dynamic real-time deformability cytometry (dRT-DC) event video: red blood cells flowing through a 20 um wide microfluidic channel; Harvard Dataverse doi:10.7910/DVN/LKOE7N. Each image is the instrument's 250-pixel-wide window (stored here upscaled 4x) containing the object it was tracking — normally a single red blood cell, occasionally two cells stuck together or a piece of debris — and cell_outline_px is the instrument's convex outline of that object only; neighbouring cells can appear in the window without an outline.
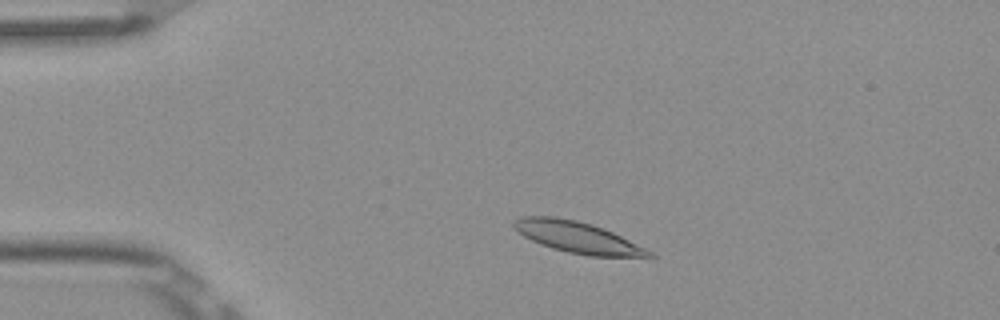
{"species": "Egyptian fruit bat (a non-hibernating species)", "species_latin": "Rousettus aegyptiacus", "temperature_condition": "room temperature", "stored_images_in_passage": 4, "camera_frame_rate_fps": 3000, "um_per_image_px": 0.085, "frame": {"image": 1, "passage_image": 3, "time_ms": 0.667, "image_size_px": [1000, 320], "cell_outline_px": [[656, 256], [652, 260], [588, 256], [568, 252], [552, 248], [540, 244], [524, 236], [512, 228], [512, 220], [520, 216], [556, 216], [576, 220], [592, 224], [604, 228], [652, 252]], "centroid_in_image_um": [49.17, 20.21], "position_along_channel_um": 35.8, "area_um2": 25.43}}